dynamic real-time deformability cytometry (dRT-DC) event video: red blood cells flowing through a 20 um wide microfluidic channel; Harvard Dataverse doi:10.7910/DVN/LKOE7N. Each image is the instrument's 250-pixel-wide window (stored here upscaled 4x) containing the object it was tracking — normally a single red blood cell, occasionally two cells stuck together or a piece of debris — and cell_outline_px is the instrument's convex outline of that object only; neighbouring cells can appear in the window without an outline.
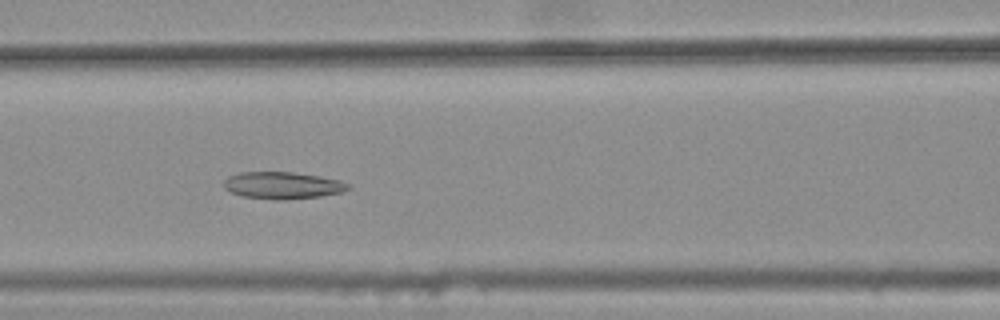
{"species": "common noctule bat (a hibernating species)", "species_latin": "Nyctalus noctula", "temperature_condition": "warm", "stored_images_in_passage": 45, "camera_frame_rate_fps": 3000, "um_per_image_px": 0.085, "animal": {"sex": "female", "body_mass_g": 25.1}, "frame": {"image": 1, "passage_image": 23, "time_ms": 7.333, "image_size_px": [1000, 320], "cell_outline_px": [[352, 188], [340, 192], [320, 196], [288, 200], [276, 200], [240, 196], [224, 188], [224, 180], [228, 176], [240, 172], [292, 172], [340, 180], [348, 184]], "centroid_in_image_um": [23.99, 15.76], "position_along_channel_um": 142.6, "area_um2": 19.54}}
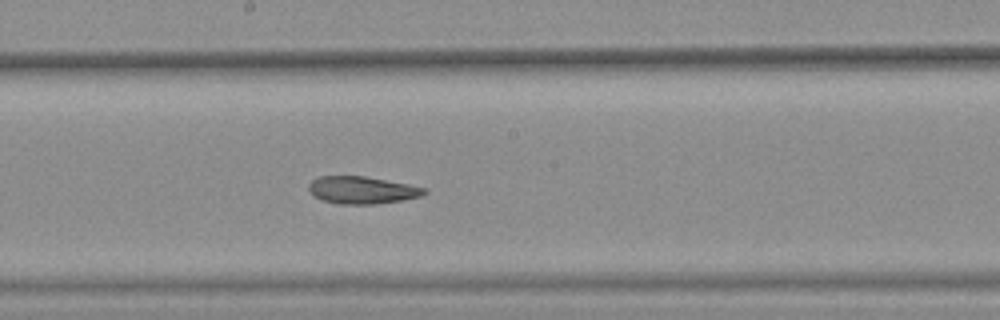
{"frame": {"image": 2, "passage_image": 29, "time_ms": 9.333, "image_size_px": [1000, 320], "cell_outline_px": [[428, 192], [420, 196], [400, 200], [372, 204], [336, 204], [312, 196], [308, 192], [308, 184], [312, 180], [320, 176], [364, 176], [408, 184], [428, 188]], "centroid_in_image_um": [30.74, 16.15], "position_along_channel_um": 217.5, "area_um2": 18.44}}
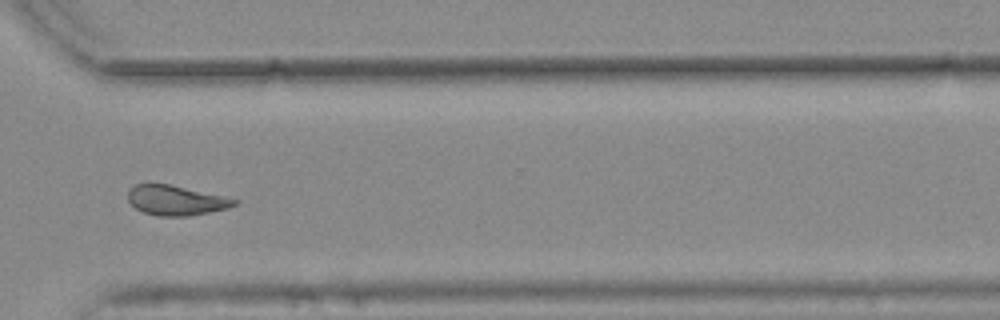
{"frame": {"image": 3, "passage_image": 40, "time_ms": 13.0, "image_size_px": [1000, 320], "cell_outline_px": [[240, 200], [236, 204], [228, 208], [188, 216], [156, 216], [144, 212], [136, 208], [128, 200], [128, 192], [136, 184], [168, 184], [224, 196]], "centroid_in_image_um": [14.97, 17.04], "position_along_channel_um": 355.6, "area_um2": 18.26}, "authors_computed_cell_mechanics": {"area_um2": 19.5942, "velocity_mm_per_s": 3.7563, "shape_relaxation_time_tau1_ms": null, "shape_relaxation_time_tau2_ms": 4.6298, "deformation_change_tau1": null, "deformation_change_tau2": 0.1239}}